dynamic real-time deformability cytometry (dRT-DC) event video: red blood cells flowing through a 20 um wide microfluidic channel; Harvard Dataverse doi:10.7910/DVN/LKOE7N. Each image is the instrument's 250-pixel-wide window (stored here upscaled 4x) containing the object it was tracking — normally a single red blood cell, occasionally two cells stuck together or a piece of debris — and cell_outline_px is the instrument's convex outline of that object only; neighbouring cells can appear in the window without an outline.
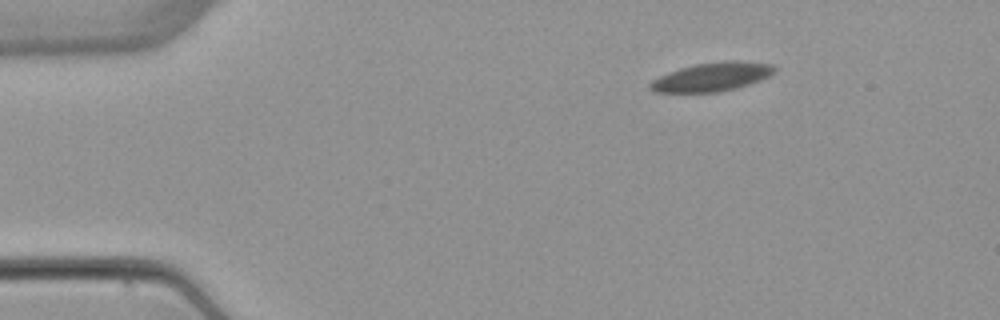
{"species": "common noctule bat (a hibernating species)", "species_latin": "Nyctalus noctula", "temperature_condition": "warm", "stored_images_in_passage": 3, "camera_frame_rate_fps": 3000, "um_per_image_px": 0.085, "animal": {"sex": "female", "body_mass_g": 22.7, "forearm_length_mm": 54.2}, "frame": {"image": 1, "passage_image": 1, "time_ms": 0.0, "image_size_px": [1000, 320], "cell_outline_px": [[776, 72], [760, 80], [736, 88], [720, 92], [656, 92], [648, 88], [648, 84], [652, 80], [660, 76], [680, 68], [696, 64], [728, 60], [736, 60], [772, 64], [776, 68]], "centroid_in_image_um": [60.53, 6.53], "position_along_channel_um": 24.5, "area_um2": 20.75}}